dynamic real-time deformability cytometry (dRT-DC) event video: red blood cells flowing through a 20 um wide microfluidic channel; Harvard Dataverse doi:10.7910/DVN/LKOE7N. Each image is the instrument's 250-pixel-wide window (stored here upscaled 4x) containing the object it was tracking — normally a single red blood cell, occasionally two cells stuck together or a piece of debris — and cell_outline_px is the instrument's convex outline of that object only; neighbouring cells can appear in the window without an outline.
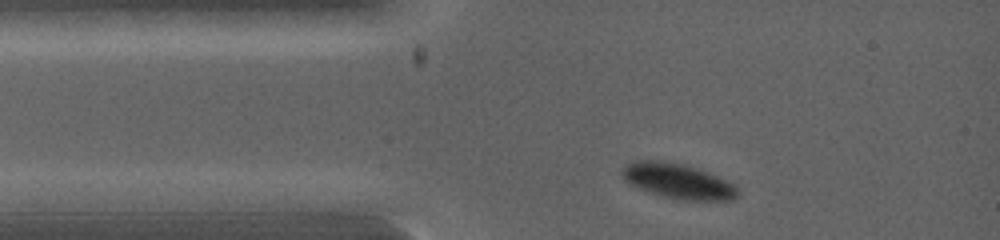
{"species": "common noctule bat (a hibernating species)", "species_latin": "Nyctalus noctula", "temperature_condition": "warm", "stored_images_in_passage": 16, "camera_frame_rate_fps": 5000, "um_per_image_px": 0.085, "animal": {"sex": "female", "body_mass_g": 19.0, "forearm_length_mm": 53.3}, "frame": {"image": 1, "passage_image": 1, "time_ms": 0.0, "image_size_px": [1000, 240], "cell_outline_px": [[740, 192], [732, 200], [680, 200], [660, 196], [636, 188], [624, 180], [620, 176], [620, 168], [632, 160], [660, 160], [680, 164], [696, 168], [716, 176], [732, 184]], "centroid_in_image_um": [57.51, 15.39], "position_along_channel_um": 27.5, "area_um2": 23.76}}
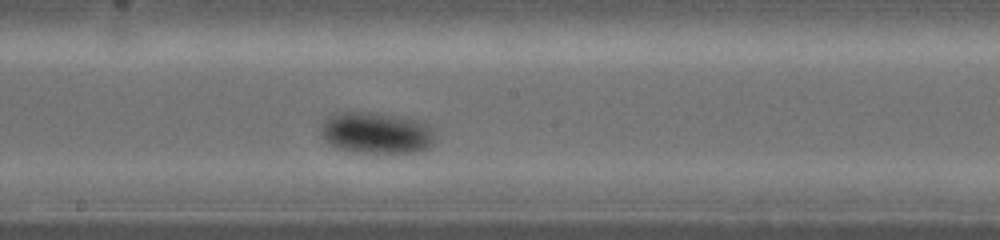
{"frame": {"image": 2, "passage_image": 10, "time_ms": 3.6, "image_size_px": [1000, 240], "cell_outline_px": [[432, 144], [428, 148], [416, 152], [356, 152], [340, 148], [324, 140], [320, 132], [320, 128], [324, 120], [328, 116], [336, 112], [376, 112], [396, 116], [412, 120], [424, 124], [428, 128], [432, 136]], "centroid_in_image_um": [31.89, 11.28], "position_along_channel_um": 216.3, "area_um2": 26.93}}
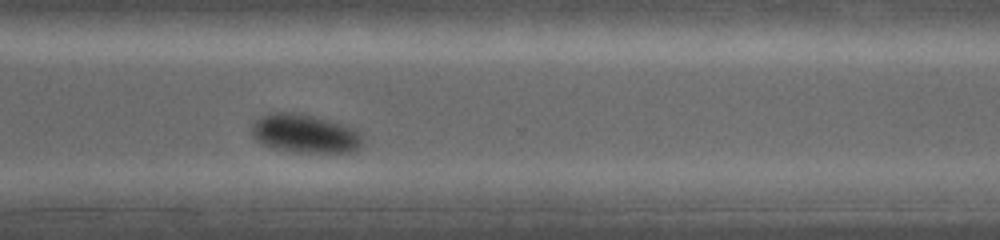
{"frame": {"image": 3, "passage_image": 16, "time_ms": 5.8, "image_size_px": [1000, 240], "cell_outline_px": [[364, 140], [360, 148], [352, 152], [296, 152], [264, 144], [256, 140], [252, 136], [252, 124], [256, 120], [272, 112], [300, 112], [328, 120], [352, 128]], "centroid_in_image_um": [25.92, 11.34], "position_along_channel_um": 344.7, "area_um2": 24.57}}